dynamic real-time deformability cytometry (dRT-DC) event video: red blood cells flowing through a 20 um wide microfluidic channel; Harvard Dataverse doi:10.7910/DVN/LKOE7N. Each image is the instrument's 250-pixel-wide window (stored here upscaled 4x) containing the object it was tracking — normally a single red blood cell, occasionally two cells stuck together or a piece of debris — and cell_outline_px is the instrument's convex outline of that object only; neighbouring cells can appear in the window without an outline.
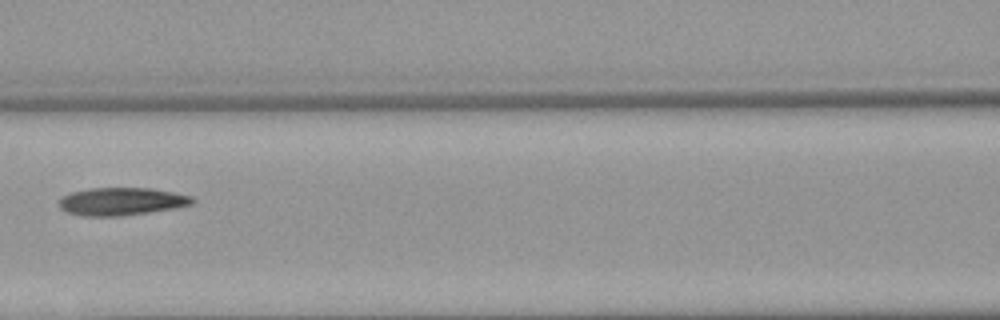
{"species": "Egyptian fruit bat (a non-hibernating species)", "species_latin": "Rousettus aegyptiacus", "temperature_condition": "warm", "stored_images_in_passage": 4, "camera_frame_rate_fps": 3000, "um_per_image_px": 0.085, "animal": {"sex": "female"}, "frame": {"image": 1, "passage_image": 3, "time_ms": 2.333, "image_size_px": [1000, 320], "cell_outline_px": [[196, 200], [192, 204], [176, 208], [124, 216], [84, 216], [64, 212], [60, 208], [60, 200], [64, 196], [72, 192], [88, 188], [152, 188], [192, 196]], "centroid_in_image_um": [10.35, 17.13], "position_along_channel_um": 156.3, "area_um2": 21.68}}
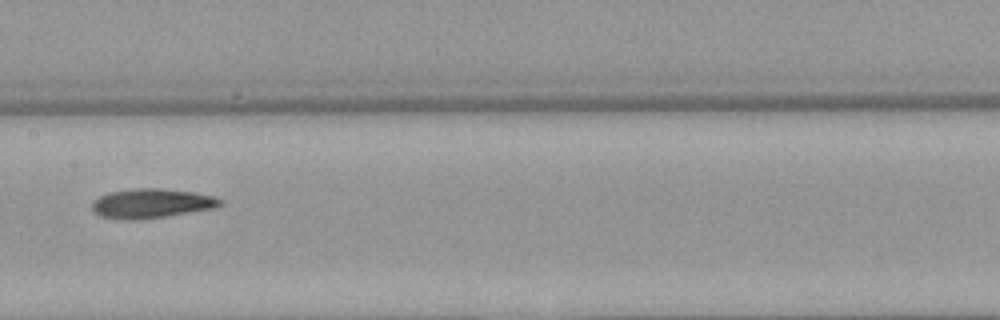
{"frame": {"image": 2, "passage_image": 4, "time_ms": 3.333, "image_size_px": [1000, 320], "cell_outline_px": [[224, 204], [216, 208], [164, 216], [136, 220], [120, 220], [100, 216], [92, 212], [92, 200], [108, 192], [132, 188], [160, 188], [196, 192], [212, 196], [224, 200]], "centroid_in_image_um": [12.86, 17.28], "position_along_channel_um": 194.5, "area_um2": 22.31}}